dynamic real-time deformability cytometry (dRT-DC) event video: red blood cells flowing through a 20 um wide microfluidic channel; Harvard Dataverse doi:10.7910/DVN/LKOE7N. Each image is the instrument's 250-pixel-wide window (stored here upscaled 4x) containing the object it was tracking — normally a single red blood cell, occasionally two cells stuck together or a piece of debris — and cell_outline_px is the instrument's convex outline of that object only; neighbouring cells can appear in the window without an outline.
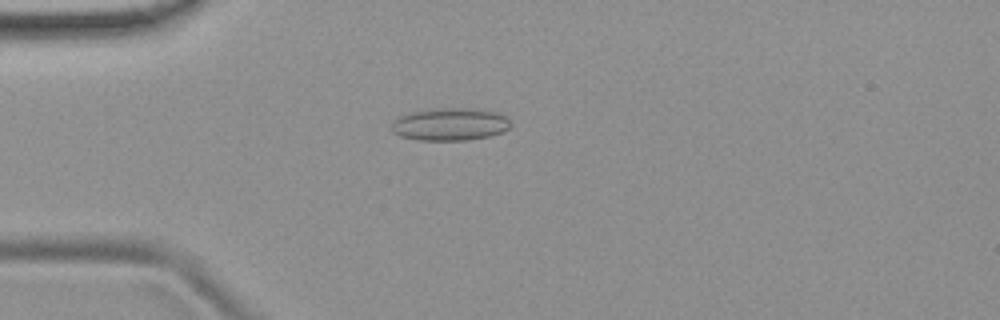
{"species": "common noctule bat (a hibernating species)", "species_latin": "Nyctalus noctula", "temperature_condition": "room temperature", "stored_images_in_passage": 45, "camera_frame_rate_fps": 3000, "um_per_image_px": 0.085, "animal": {"sex": "female", "body_mass_g": 19.9}, "frame": {"image": 1, "passage_image": 7, "time_ms": 2.0, "image_size_px": [1000, 320], "cell_outline_px": [[512, 124], [504, 132], [488, 136], [468, 140], [420, 140], [400, 136], [392, 132], [392, 120], [400, 116], [412, 112], [432, 108], [472, 108], [496, 112], [504, 116]], "centroid_in_image_um": [38.24, 10.56], "position_along_channel_um": 46.8, "area_um2": 22.66}}
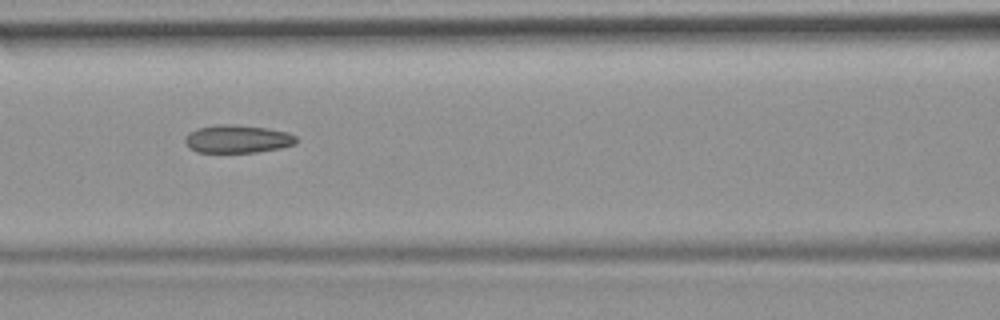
{"frame": {"image": 2, "passage_image": 16, "time_ms": 5.0, "image_size_px": [1000, 320], "cell_outline_px": [[296, 144], [280, 148], [256, 152], [196, 152], [188, 148], [184, 140], [184, 136], [188, 132], [196, 128], [216, 124], [236, 124], [268, 128], [288, 132], [296, 136]], "centroid_in_image_um": [20.14, 11.8], "position_along_channel_um": 146.5, "area_um2": 18.44}}
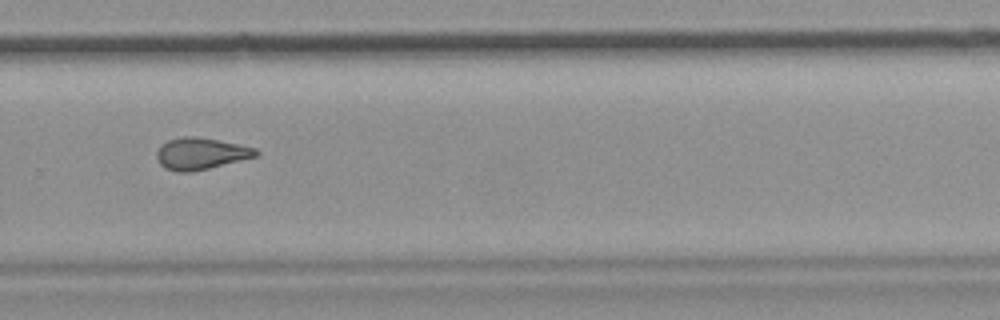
{"frame": {"image": 3, "passage_image": 29, "time_ms": 9.333, "image_size_px": [1000, 320], "cell_outline_px": [[260, 152], [256, 156], [192, 172], [176, 172], [164, 168], [160, 164], [156, 156], [156, 152], [168, 140], [184, 136], [192, 136], [216, 140], [256, 148]], "centroid_in_image_um": [17.04, 13.07], "position_along_channel_um": 312.8, "area_um2": 17.98}, "authors_computed_cell_mechanics": {"area_um2": 18.207, "velocity_mm_per_s": 3.8446, "shape_relaxation_time_tau1_ms": null, "shape_relaxation_time_tau2_ms": 2.3313, "deformation_change_tau1": null, "deformation_change_tau2": 0.0922}}